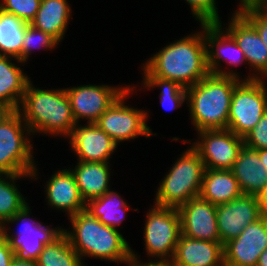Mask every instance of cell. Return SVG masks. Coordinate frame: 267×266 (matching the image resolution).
I'll return each mask as SVG.
<instances>
[{"mask_svg": "<svg viewBox=\"0 0 267 266\" xmlns=\"http://www.w3.org/2000/svg\"><path fill=\"white\" fill-rule=\"evenodd\" d=\"M200 32L169 43L143 63L144 76H157L175 81L187 89L208 74L204 23Z\"/></svg>", "mask_w": 267, "mask_h": 266, "instance_id": "cell-1", "label": "cell"}, {"mask_svg": "<svg viewBox=\"0 0 267 266\" xmlns=\"http://www.w3.org/2000/svg\"><path fill=\"white\" fill-rule=\"evenodd\" d=\"M17 111L33 135L48 133L68 138L76 126L65 88L39 89L30 80Z\"/></svg>", "mask_w": 267, "mask_h": 266, "instance_id": "cell-2", "label": "cell"}, {"mask_svg": "<svg viewBox=\"0 0 267 266\" xmlns=\"http://www.w3.org/2000/svg\"><path fill=\"white\" fill-rule=\"evenodd\" d=\"M72 231L63 228L71 246L81 258L90 257L125 263L131 256V247L118 229L101 223L86 210L68 218ZM119 261V262H118Z\"/></svg>", "mask_w": 267, "mask_h": 266, "instance_id": "cell-3", "label": "cell"}, {"mask_svg": "<svg viewBox=\"0 0 267 266\" xmlns=\"http://www.w3.org/2000/svg\"><path fill=\"white\" fill-rule=\"evenodd\" d=\"M241 81L235 77L209 73L187 91V106L197 132L227 129L231 98Z\"/></svg>", "mask_w": 267, "mask_h": 266, "instance_id": "cell-4", "label": "cell"}, {"mask_svg": "<svg viewBox=\"0 0 267 266\" xmlns=\"http://www.w3.org/2000/svg\"><path fill=\"white\" fill-rule=\"evenodd\" d=\"M190 147L177 158L160 182L154 202L156 205L178 208L200 195L205 165L199 152Z\"/></svg>", "mask_w": 267, "mask_h": 266, "instance_id": "cell-5", "label": "cell"}, {"mask_svg": "<svg viewBox=\"0 0 267 266\" xmlns=\"http://www.w3.org/2000/svg\"><path fill=\"white\" fill-rule=\"evenodd\" d=\"M31 135L17 110L0 125V174H31L37 179Z\"/></svg>", "mask_w": 267, "mask_h": 266, "instance_id": "cell-6", "label": "cell"}, {"mask_svg": "<svg viewBox=\"0 0 267 266\" xmlns=\"http://www.w3.org/2000/svg\"><path fill=\"white\" fill-rule=\"evenodd\" d=\"M182 234L177 208L153 205L146 215L144 245L153 260L170 262ZM157 257V259H156ZM159 258V259H158Z\"/></svg>", "mask_w": 267, "mask_h": 266, "instance_id": "cell-7", "label": "cell"}, {"mask_svg": "<svg viewBox=\"0 0 267 266\" xmlns=\"http://www.w3.org/2000/svg\"><path fill=\"white\" fill-rule=\"evenodd\" d=\"M265 80H241L234 88L227 129L244 138L267 111Z\"/></svg>", "mask_w": 267, "mask_h": 266, "instance_id": "cell-8", "label": "cell"}, {"mask_svg": "<svg viewBox=\"0 0 267 266\" xmlns=\"http://www.w3.org/2000/svg\"><path fill=\"white\" fill-rule=\"evenodd\" d=\"M30 213V206L26 203L2 225L1 234L8 240L9 246L16 256L36 261L44 245L51 244L57 239L63 233V229L61 227L49 228L41 222H36L33 218L30 220ZM15 222L23 223L21 230L19 229L16 235L8 231L11 230V227L9 229L6 227L7 224Z\"/></svg>", "mask_w": 267, "mask_h": 266, "instance_id": "cell-9", "label": "cell"}, {"mask_svg": "<svg viewBox=\"0 0 267 266\" xmlns=\"http://www.w3.org/2000/svg\"><path fill=\"white\" fill-rule=\"evenodd\" d=\"M135 87L131 85L95 122L118 145L122 141L138 136L149 138L151 134L153 135L152 130L146 124L148 113L145 110L125 105V100Z\"/></svg>", "mask_w": 267, "mask_h": 266, "instance_id": "cell-10", "label": "cell"}, {"mask_svg": "<svg viewBox=\"0 0 267 266\" xmlns=\"http://www.w3.org/2000/svg\"><path fill=\"white\" fill-rule=\"evenodd\" d=\"M126 86V87H125ZM83 85L65 88L76 124L81 119L95 123L130 86Z\"/></svg>", "mask_w": 267, "mask_h": 266, "instance_id": "cell-11", "label": "cell"}, {"mask_svg": "<svg viewBox=\"0 0 267 266\" xmlns=\"http://www.w3.org/2000/svg\"><path fill=\"white\" fill-rule=\"evenodd\" d=\"M192 146L199 152L205 169L231 170L243 147V138L229 129L202 130Z\"/></svg>", "mask_w": 267, "mask_h": 266, "instance_id": "cell-12", "label": "cell"}, {"mask_svg": "<svg viewBox=\"0 0 267 266\" xmlns=\"http://www.w3.org/2000/svg\"><path fill=\"white\" fill-rule=\"evenodd\" d=\"M222 28L221 20L219 22H204L208 71L216 75L242 79L236 70L234 72L229 69L227 71L223 68L220 69L222 67L221 61L232 67L247 62L243 51L239 48L233 36Z\"/></svg>", "mask_w": 267, "mask_h": 266, "instance_id": "cell-13", "label": "cell"}, {"mask_svg": "<svg viewBox=\"0 0 267 266\" xmlns=\"http://www.w3.org/2000/svg\"><path fill=\"white\" fill-rule=\"evenodd\" d=\"M264 214L256 195L242 194L228 203L217 205L216 218L222 245L235 239Z\"/></svg>", "mask_w": 267, "mask_h": 266, "instance_id": "cell-14", "label": "cell"}, {"mask_svg": "<svg viewBox=\"0 0 267 266\" xmlns=\"http://www.w3.org/2000/svg\"><path fill=\"white\" fill-rule=\"evenodd\" d=\"M267 249V213L223 246L224 266H257Z\"/></svg>", "mask_w": 267, "mask_h": 266, "instance_id": "cell-15", "label": "cell"}, {"mask_svg": "<svg viewBox=\"0 0 267 266\" xmlns=\"http://www.w3.org/2000/svg\"><path fill=\"white\" fill-rule=\"evenodd\" d=\"M226 29L243 51L246 61L253 69L250 76L242 80L267 78V48L256 28L240 13L234 11ZM264 76V77H263Z\"/></svg>", "mask_w": 267, "mask_h": 266, "instance_id": "cell-16", "label": "cell"}, {"mask_svg": "<svg viewBox=\"0 0 267 266\" xmlns=\"http://www.w3.org/2000/svg\"><path fill=\"white\" fill-rule=\"evenodd\" d=\"M182 235L212 242H220L217 226V206L200 196L179 206Z\"/></svg>", "mask_w": 267, "mask_h": 266, "instance_id": "cell-17", "label": "cell"}, {"mask_svg": "<svg viewBox=\"0 0 267 266\" xmlns=\"http://www.w3.org/2000/svg\"><path fill=\"white\" fill-rule=\"evenodd\" d=\"M76 124L68 137L78 161L110 163L118 144L95 123Z\"/></svg>", "mask_w": 267, "mask_h": 266, "instance_id": "cell-18", "label": "cell"}, {"mask_svg": "<svg viewBox=\"0 0 267 266\" xmlns=\"http://www.w3.org/2000/svg\"><path fill=\"white\" fill-rule=\"evenodd\" d=\"M172 266H224L223 245L188 238L181 234L176 245Z\"/></svg>", "mask_w": 267, "mask_h": 266, "instance_id": "cell-19", "label": "cell"}, {"mask_svg": "<svg viewBox=\"0 0 267 266\" xmlns=\"http://www.w3.org/2000/svg\"><path fill=\"white\" fill-rule=\"evenodd\" d=\"M48 206L65 211L73 216L85 210V202L81 198L75 176L69 169L57 170L45 184Z\"/></svg>", "mask_w": 267, "mask_h": 266, "instance_id": "cell-20", "label": "cell"}, {"mask_svg": "<svg viewBox=\"0 0 267 266\" xmlns=\"http://www.w3.org/2000/svg\"><path fill=\"white\" fill-rule=\"evenodd\" d=\"M243 194L257 195L267 184V168L260 160L258 151L243 145L232 167Z\"/></svg>", "mask_w": 267, "mask_h": 266, "instance_id": "cell-21", "label": "cell"}, {"mask_svg": "<svg viewBox=\"0 0 267 266\" xmlns=\"http://www.w3.org/2000/svg\"><path fill=\"white\" fill-rule=\"evenodd\" d=\"M110 163L78 161L74 169H70L75 176L81 198L85 203L103 196L110 190Z\"/></svg>", "mask_w": 267, "mask_h": 266, "instance_id": "cell-22", "label": "cell"}, {"mask_svg": "<svg viewBox=\"0 0 267 266\" xmlns=\"http://www.w3.org/2000/svg\"><path fill=\"white\" fill-rule=\"evenodd\" d=\"M232 170L205 169L200 197L213 205L228 203L242 195Z\"/></svg>", "mask_w": 267, "mask_h": 266, "instance_id": "cell-23", "label": "cell"}, {"mask_svg": "<svg viewBox=\"0 0 267 266\" xmlns=\"http://www.w3.org/2000/svg\"><path fill=\"white\" fill-rule=\"evenodd\" d=\"M71 13L67 0H41L37 14L30 24L62 42Z\"/></svg>", "mask_w": 267, "mask_h": 266, "instance_id": "cell-24", "label": "cell"}, {"mask_svg": "<svg viewBox=\"0 0 267 266\" xmlns=\"http://www.w3.org/2000/svg\"><path fill=\"white\" fill-rule=\"evenodd\" d=\"M11 56H0V101L18 110L30 77L22 69L11 62L23 64L21 60Z\"/></svg>", "mask_w": 267, "mask_h": 266, "instance_id": "cell-25", "label": "cell"}, {"mask_svg": "<svg viewBox=\"0 0 267 266\" xmlns=\"http://www.w3.org/2000/svg\"><path fill=\"white\" fill-rule=\"evenodd\" d=\"M130 206L121 196L111 189L103 196L92 199L85 204V210L97 218L101 223L117 229L126 218Z\"/></svg>", "mask_w": 267, "mask_h": 266, "instance_id": "cell-26", "label": "cell"}, {"mask_svg": "<svg viewBox=\"0 0 267 266\" xmlns=\"http://www.w3.org/2000/svg\"><path fill=\"white\" fill-rule=\"evenodd\" d=\"M29 23L0 8V56L21 60V46Z\"/></svg>", "mask_w": 267, "mask_h": 266, "instance_id": "cell-27", "label": "cell"}, {"mask_svg": "<svg viewBox=\"0 0 267 266\" xmlns=\"http://www.w3.org/2000/svg\"><path fill=\"white\" fill-rule=\"evenodd\" d=\"M37 266H82L80 256L71 246L67 236L62 233L51 244L44 245Z\"/></svg>", "mask_w": 267, "mask_h": 266, "instance_id": "cell-28", "label": "cell"}, {"mask_svg": "<svg viewBox=\"0 0 267 266\" xmlns=\"http://www.w3.org/2000/svg\"><path fill=\"white\" fill-rule=\"evenodd\" d=\"M5 177V178H4ZM31 178V174H0V224L3 225L8 219L19 211L28 200H25L16 186V180ZM12 181V182H11Z\"/></svg>", "mask_w": 267, "mask_h": 266, "instance_id": "cell-29", "label": "cell"}, {"mask_svg": "<svg viewBox=\"0 0 267 266\" xmlns=\"http://www.w3.org/2000/svg\"><path fill=\"white\" fill-rule=\"evenodd\" d=\"M142 87L151 90L159 87L160 103L166 110H175L187 101V91L178 83L172 80L163 79L157 76H143Z\"/></svg>", "mask_w": 267, "mask_h": 266, "instance_id": "cell-30", "label": "cell"}, {"mask_svg": "<svg viewBox=\"0 0 267 266\" xmlns=\"http://www.w3.org/2000/svg\"><path fill=\"white\" fill-rule=\"evenodd\" d=\"M58 44L60 42L51 34L45 33L29 24L21 46V61L24 63L27 62L33 49L42 48L51 51Z\"/></svg>", "mask_w": 267, "mask_h": 266, "instance_id": "cell-31", "label": "cell"}, {"mask_svg": "<svg viewBox=\"0 0 267 266\" xmlns=\"http://www.w3.org/2000/svg\"><path fill=\"white\" fill-rule=\"evenodd\" d=\"M41 0H1L0 8L31 23L40 7Z\"/></svg>", "mask_w": 267, "mask_h": 266, "instance_id": "cell-32", "label": "cell"}, {"mask_svg": "<svg viewBox=\"0 0 267 266\" xmlns=\"http://www.w3.org/2000/svg\"><path fill=\"white\" fill-rule=\"evenodd\" d=\"M190 5L191 13L200 22H219L216 0H184Z\"/></svg>", "mask_w": 267, "mask_h": 266, "instance_id": "cell-33", "label": "cell"}, {"mask_svg": "<svg viewBox=\"0 0 267 266\" xmlns=\"http://www.w3.org/2000/svg\"><path fill=\"white\" fill-rule=\"evenodd\" d=\"M243 142L250 149H267V111L243 138Z\"/></svg>", "mask_w": 267, "mask_h": 266, "instance_id": "cell-34", "label": "cell"}, {"mask_svg": "<svg viewBox=\"0 0 267 266\" xmlns=\"http://www.w3.org/2000/svg\"><path fill=\"white\" fill-rule=\"evenodd\" d=\"M240 13L256 28L267 48V13L261 7H250Z\"/></svg>", "mask_w": 267, "mask_h": 266, "instance_id": "cell-35", "label": "cell"}, {"mask_svg": "<svg viewBox=\"0 0 267 266\" xmlns=\"http://www.w3.org/2000/svg\"><path fill=\"white\" fill-rule=\"evenodd\" d=\"M15 253L9 246L8 240L0 234V266H10Z\"/></svg>", "mask_w": 267, "mask_h": 266, "instance_id": "cell-36", "label": "cell"}, {"mask_svg": "<svg viewBox=\"0 0 267 266\" xmlns=\"http://www.w3.org/2000/svg\"><path fill=\"white\" fill-rule=\"evenodd\" d=\"M138 256L137 254L133 251V249H131V256L129 257V259L125 262V264H127L128 266H172L170 264V262L167 261H150L143 263L140 261V259L138 260Z\"/></svg>", "mask_w": 267, "mask_h": 266, "instance_id": "cell-37", "label": "cell"}, {"mask_svg": "<svg viewBox=\"0 0 267 266\" xmlns=\"http://www.w3.org/2000/svg\"><path fill=\"white\" fill-rule=\"evenodd\" d=\"M16 110L5 102L0 101V125L6 121Z\"/></svg>", "mask_w": 267, "mask_h": 266, "instance_id": "cell-38", "label": "cell"}, {"mask_svg": "<svg viewBox=\"0 0 267 266\" xmlns=\"http://www.w3.org/2000/svg\"><path fill=\"white\" fill-rule=\"evenodd\" d=\"M266 0H240L239 8L236 10V12H240L243 9H247L250 7H261Z\"/></svg>", "mask_w": 267, "mask_h": 266, "instance_id": "cell-39", "label": "cell"}, {"mask_svg": "<svg viewBox=\"0 0 267 266\" xmlns=\"http://www.w3.org/2000/svg\"><path fill=\"white\" fill-rule=\"evenodd\" d=\"M262 210L267 213V184L256 195Z\"/></svg>", "mask_w": 267, "mask_h": 266, "instance_id": "cell-40", "label": "cell"}, {"mask_svg": "<svg viewBox=\"0 0 267 266\" xmlns=\"http://www.w3.org/2000/svg\"><path fill=\"white\" fill-rule=\"evenodd\" d=\"M10 266H37L36 261L14 256Z\"/></svg>", "mask_w": 267, "mask_h": 266, "instance_id": "cell-41", "label": "cell"}, {"mask_svg": "<svg viewBox=\"0 0 267 266\" xmlns=\"http://www.w3.org/2000/svg\"><path fill=\"white\" fill-rule=\"evenodd\" d=\"M257 266H267V249L261 253Z\"/></svg>", "mask_w": 267, "mask_h": 266, "instance_id": "cell-42", "label": "cell"}, {"mask_svg": "<svg viewBox=\"0 0 267 266\" xmlns=\"http://www.w3.org/2000/svg\"><path fill=\"white\" fill-rule=\"evenodd\" d=\"M258 155L261 161H263V165L267 168V149H259Z\"/></svg>", "mask_w": 267, "mask_h": 266, "instance_id": "cell-43", "label": "cell"}, {"mask_svg": "<svg viewBox=\"0 0 267 266\" xmlns=\"http://www.w3.org/2000/svg\"><path fill=\"white\" fill-rule=\"evenodd\" d=\"M261 8L267 13V0L265 3L261 6Z\"/></svg>", "mask_w": 267, "mask_h": 266, "instance_id": "cell-44", "label": "cell"}, {"mask_svg": "<svg viewBox=\"0 0 267 266\" xmlns=\"http://www.w3.org/2000/svg\"><path fill=\"white\" fill-rule=\"evenodd\" d=\"M1 232H2V225L0 224V234H1Z\"/></svg>", "mask_w": 267, "mask_h": 266, "instance_id": "cell-45", "label": "cell"}]
</instances>
